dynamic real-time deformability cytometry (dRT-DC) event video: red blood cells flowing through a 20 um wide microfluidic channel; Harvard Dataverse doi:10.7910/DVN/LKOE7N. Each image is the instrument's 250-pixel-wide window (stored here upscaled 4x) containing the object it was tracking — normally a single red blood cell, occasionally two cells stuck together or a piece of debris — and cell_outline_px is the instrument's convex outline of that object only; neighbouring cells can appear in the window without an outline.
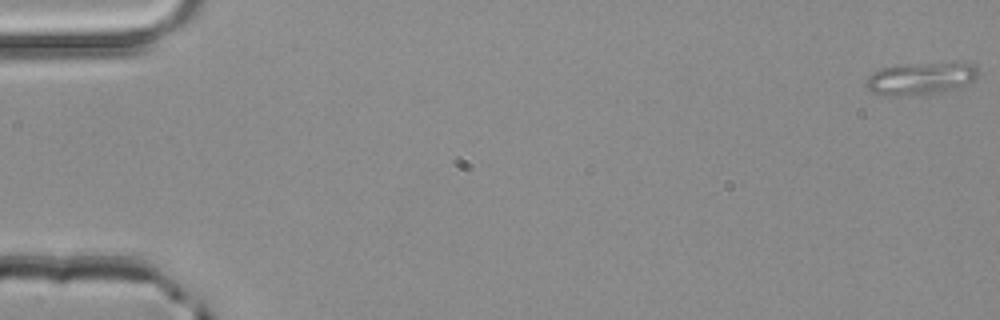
{"species": "common noctule bat (a hibernating species)", "species_latin": "Nyctalus noctula", "temperature_condition": "room temperature", "stored_images_in_passage": 53, "camera_frame_rate_fps": 3000, "um_per_image_px": 0.085, "animal": {"sex": "male", "body_mass_g": 20.4}, "frame": {"image": 1, "passage_image": 1, "time_ms": 0.0, "image_size_px": [1000, 320], "cell_outline_px": [[980, 76], [960, 88], [944, 92], [924, 96], [884, 96], [872, 92], [864, 84], [864, 80], [872, 72], [880, 68], [908, 64], [972, 64], [980, 72]], "centroid_in_image_um": [78.22, 6.73], "position_along_channel_um": 6.8, "area_um2": 21.5}}
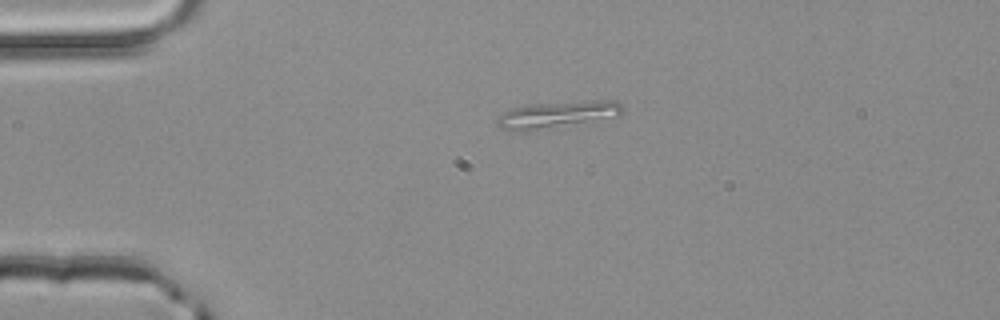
{"frame": {"image": 2, "passage_image": 13, "time_ms": 4.0, "image_size_px": [1000, 320], "cell_outline_px": [[624, 112], [620, 116], [524, 132], [516, 132], [500, 128], [496, 124], [496, 120], [500, 112], [512, 108], [528, 104], [584, 100], [612, 100], [620, 104], [624, 108]], "centroid_in_image_um": [47.32, 9.73], "position_along_channel_um": 37.7, "area_um2": 20.0}}